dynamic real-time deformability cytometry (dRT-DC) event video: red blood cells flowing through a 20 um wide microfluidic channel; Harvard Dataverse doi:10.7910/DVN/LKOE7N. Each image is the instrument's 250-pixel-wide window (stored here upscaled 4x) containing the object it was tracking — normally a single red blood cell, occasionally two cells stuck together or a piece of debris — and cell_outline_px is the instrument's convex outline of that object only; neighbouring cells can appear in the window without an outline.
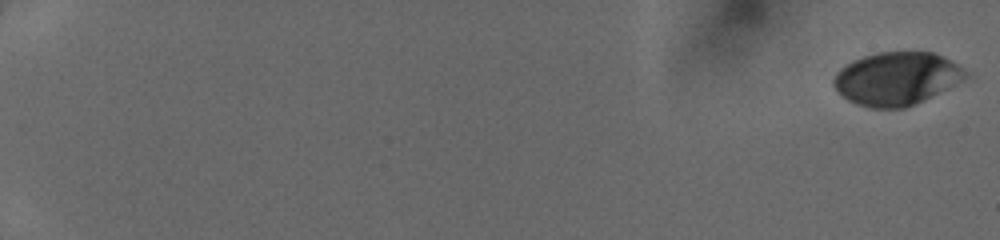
{"species": "human", "species_latin": "Homo sapiens", "temperature_condition": "cold", "stored_images_in_passage": 51, "camera_frame_rate_fps": 3000, "um_per_image_px": 0.085, "donor": {"sex": "female"}, "frame": {"image": 1, "passage_image": 1, "time_ms": 0.0, "image_size_px": [1000, 240], "cell_outline_px": [[964, 76], [960, 80], [904, 108], [868, 108], [856, 104], [848, 100], [836, 92], [832, 84], [832, 80], [836, 72], [840, 68], [852, 60], [864, 56], [880, 52], [932, 52], [956, 64], [964, 72]], "centroid_in_image_um": [76.04, 6.68], "position_along_channel_um": 9.0, "area_um2": 39.77}}
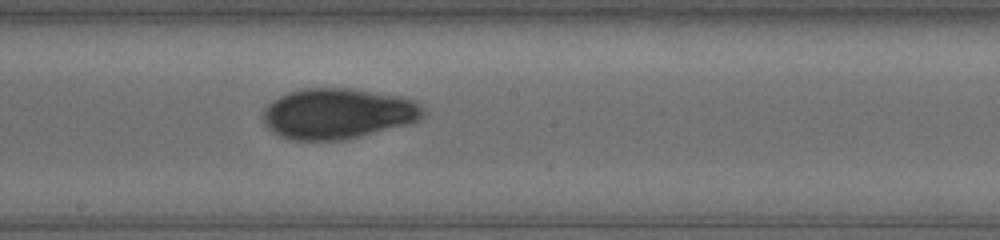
{"frame": {"image": 2, "passage_image": 32, "time_ms": 10.333, "image_size_px": [1000, 240], "cell_outline_px": [[428, 112], [420, 120], [412, 124], [344, 140], [292, 140], [280, 136], [272, 132], [264, 124], [264, 108], [272, 100], [288, 92], [300, 88], [356, 88], [404, 96], [416, 100]], "centroid_in_image_um": [28.79, 9.64], "position_along_channel_um": 219.4, "area_um2": 48.21}}
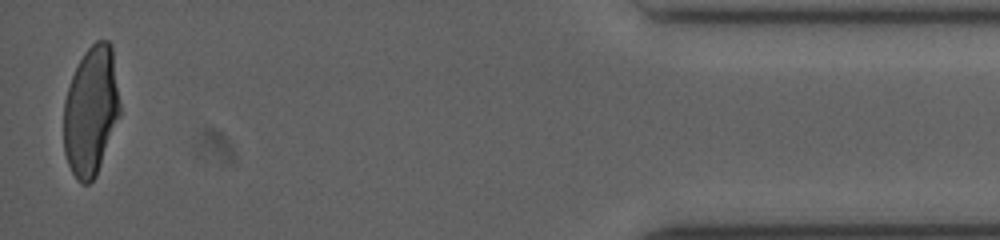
{"frame": {"image": 3, "passage_image": 51, "time_ms": 16.667, "image_size_px": [1000, 240], "cell_outline_px": [[120, 116], [96, 176], [88, 184], [80, 184], [76, 180], [68, 164], [64, 152], [64, 100], [72, 76], [84, 52], [96, 40], [108, 40], [112, 44], [120, 104]], "centroid_in_image_um": [7.74, 9.44], "position_along_channel_um": 427.5, "area_um2": 42.54}}